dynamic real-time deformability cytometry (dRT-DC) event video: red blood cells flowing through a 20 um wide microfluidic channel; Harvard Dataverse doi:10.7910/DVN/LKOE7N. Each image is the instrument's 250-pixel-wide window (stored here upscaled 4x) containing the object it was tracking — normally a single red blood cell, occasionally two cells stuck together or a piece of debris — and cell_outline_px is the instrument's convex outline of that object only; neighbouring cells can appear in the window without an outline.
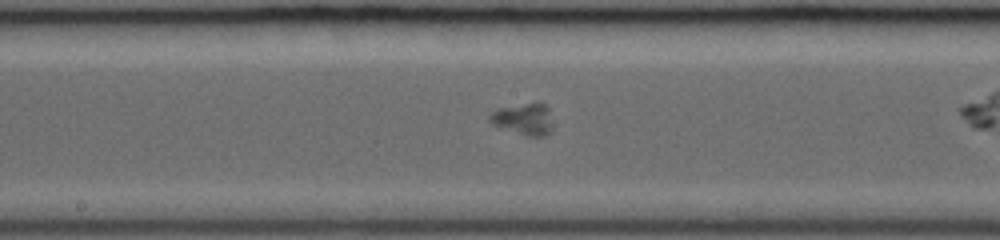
{"species": "common noctule bat (a hibernating species)", "species_latin": "Nyctalus noctula", "temperature_condition": "room temperature", "stored_images_in_passage": 25, "camera_frame_rate_fps": 3000, "um_per_image_px": 0.085, "animal": {"sex": "female", "body_mass_g": 19.0, "forearm_length_mm": 53.3}, "frame": {"image": 1, "passage_image": 11, "time_ms": 3.333, "image_size_px": [1000, 240], "cell_outline_px": [[552, 128], [544, 136], [528, 136], [492, 124], [488, 120], [488, 116], [492, 112], [500, 108], [528, 104], [544, 104], [548, 108]], "centroid_in_image_um": [44.49, 10.14], "position_along_channel_um": 203.7, "area_um2": 11.1}}
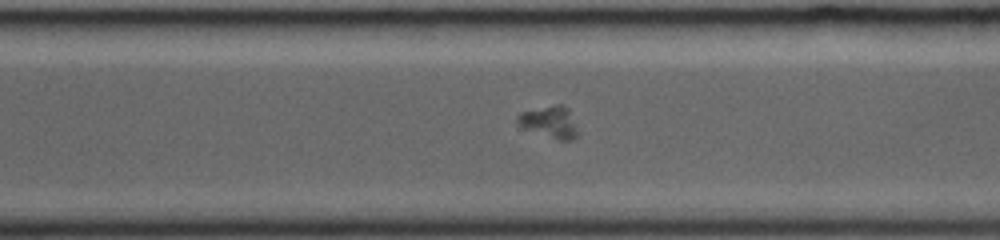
{"frame": {"image": 2, "passage_image": 18, "time_ms": 5.667, "image_size_px": [1000, 240], "cell_outline_px": [[576, 136], [572, 140], [560, 140], [516, 124], [516, 116], [520, 112], [556, 104], [560, 104], [568, 108], [576, 128]], "centroid_in_image_um": [46.69, 10.34], "position_along_channel_um": 323.9, "area_um2": 10.75}}